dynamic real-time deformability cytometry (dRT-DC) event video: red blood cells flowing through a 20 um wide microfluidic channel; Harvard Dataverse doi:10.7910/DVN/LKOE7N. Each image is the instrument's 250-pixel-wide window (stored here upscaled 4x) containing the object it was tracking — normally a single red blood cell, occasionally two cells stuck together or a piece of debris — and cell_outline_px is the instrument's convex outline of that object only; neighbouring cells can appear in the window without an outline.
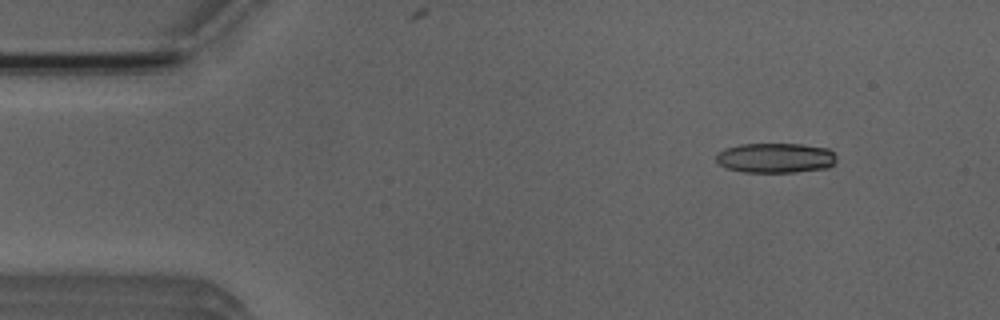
{"species": "Egyptian fruit bat (a non-hibernating species)", "species_latin": "Rousettus aegyptiacus", "temperature_condition": "room temperature", "stored_images_in_passage": 3, "camera_frame_rate_fps": 3000, "um_per_image_px": 0.085, "animal": {"sex": "male"}, "frame": {"image": 1, "passage_image": 1, "time_ms": 0.0, "image_size_px": [1000, 320], "cell_outline_px": [[836, 160], [828, 168], [796, 172], [744, 172], [728, 168], [720, 164], [716, 160], [716, 156], [724, 148], [740, 144], [800, 144], [828, 148], [836, 156]], "centroid_in_image_um": [65.93, 13.42], "position_along_channel_um": 19.1, "area_um2": 20.92}}